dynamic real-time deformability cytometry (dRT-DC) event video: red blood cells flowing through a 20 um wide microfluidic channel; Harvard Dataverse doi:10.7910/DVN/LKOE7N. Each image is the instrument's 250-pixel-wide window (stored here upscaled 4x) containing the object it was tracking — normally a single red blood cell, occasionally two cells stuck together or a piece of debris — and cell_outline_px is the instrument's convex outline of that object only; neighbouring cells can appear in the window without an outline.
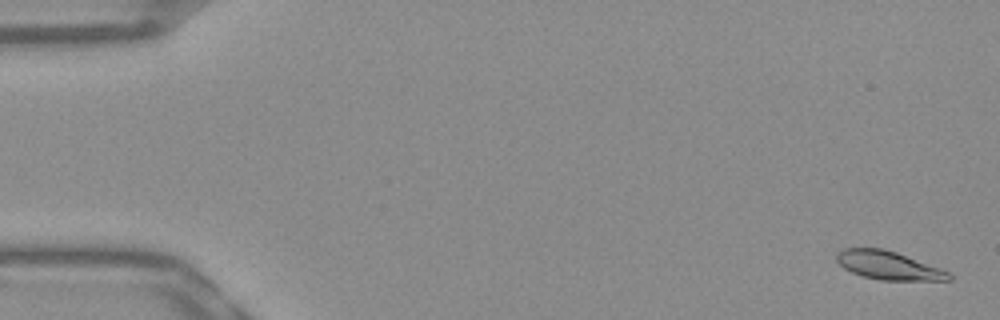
{"species": "Egyptian fruit bat (a non-hibernating species)", "species_latin": "Rousettus aegyptiacus", "temperature_condition": "warm", "stored_images_in_passage": 54, "camera_frame_rate_fps": 3000, "um_per_image_px": 0.085, "frame": {"image": 1, "passage_image": 2, "time_ms": 0.333, "image_size_px": [1000, 320], "cell_outline_px": [[952, 280], [880, 280], [864, 276], [852, 272], [844, 268], [836, 260], [836, 252], [844, 248], [884, 248], [896, 252], [940, 268], [948, 272], [952, 276]], "centroid_in_image_um": [75.49, 22.55], "position_along_channel_um": 9.5, "area_um2": 18.44}}
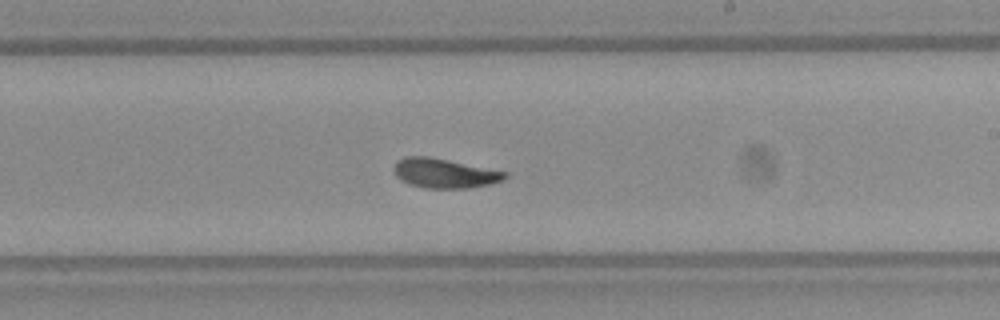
{"frame": {"image": 2, "passage_image": 32, "time_ms": 10.333, "image_size_px": [1000, 320], "cell_outline_px": [[508, 176], [504, 180], [492, 184], [468, 188], [424, 188], [408, 184], [400, 180], [396, 176], [392, 168], [396, 160], [408, 156], [428, 156], [508, 172]], "centroid_in_image_um": [37.76, 14.73], "position_along_channel_um": 251.2, "area_um2": 19.31}}
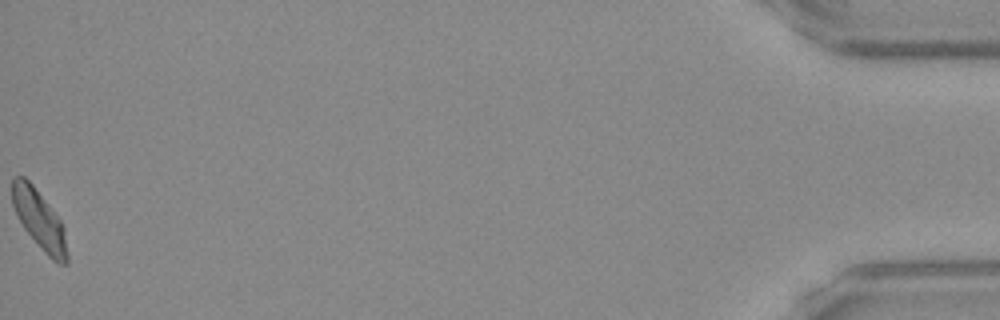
{"frame": {"image": 3, "passage_image": 54, "time_ms": 17.667, "image_size_px": [1000, 320], "cell_outline_px": [[68, 264], [60, 264], [52, 260], [44, 252], [24, 228], [12, 204], [12, 176], [24, 176], [32, 184], [60, 220], [64, 228], [68, 256]], "centroid_in_image_um": [3.35, 18.69], "position_along_channel_um": 431.9, "area_um2": 18.61}, "authors_computed_cell_mechanics": {"area_um2": 19.1318, "velocity_mm_per_s": 3.8205, "shape_relaxation_time_tau1_ms": 5.6371, "shape_relaxation_time_tau2_ms": 2.6992, "deformation_change_tau1": 0.176, "deformation_change_tau2": 0.0639}}